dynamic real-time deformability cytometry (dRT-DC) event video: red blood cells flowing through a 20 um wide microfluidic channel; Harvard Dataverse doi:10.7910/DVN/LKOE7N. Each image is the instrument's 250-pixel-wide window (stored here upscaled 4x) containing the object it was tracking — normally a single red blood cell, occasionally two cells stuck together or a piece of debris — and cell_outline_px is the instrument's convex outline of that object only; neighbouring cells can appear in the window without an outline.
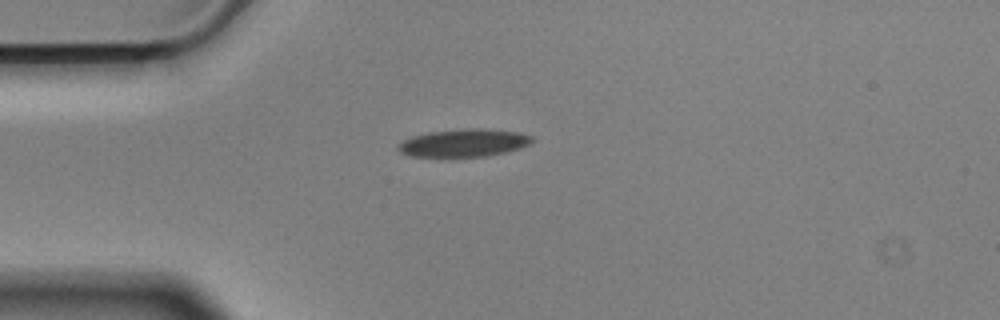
{"species": "Egyptian fruit bat (a non-hibernating species)", "species_latin": "Rousettus aegyptiacus", "temperature_condition": "cold", "stored_images_in_passage": 43, "camera_frame_rate_fps": 3000, "um_per_image_px": 0.085, "animal": {"sex": "male"}, "frame": {"image": 1, "passage_image": 1, "time_ms": 0.0, "image_size_px": [1000, 320], "cell_outline_px": [[536, 140], [520, 148], [488, 156], [412, 156], [400, 152], [396, 148], [404, 140], [412, 136], [428, 132], [460, 128], [484, 128], [520, 132], [532, 136]], "centroid_in_image_um": [39.46, 12.12], "position_along_channel_um": 45.5, "area_um2": 21.68}}
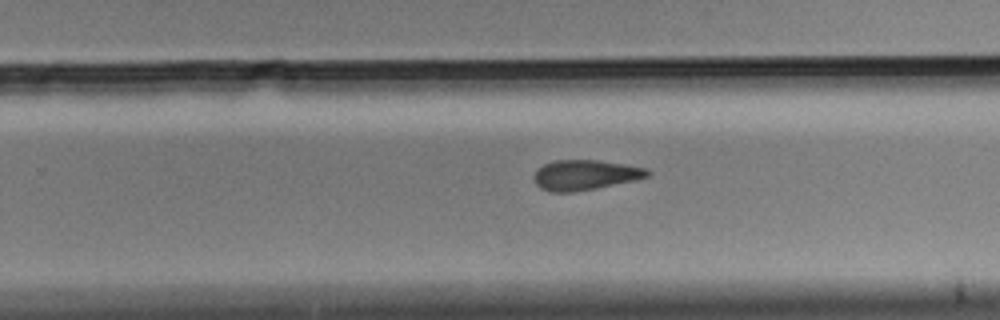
{"frame": {"image": 2, "passage_image": 22, "time_ms": 7.0, "image_size_px": [1000, 320], "cell_outline_px": [[652, 172], [648, 176], [632, 180], [596, 188], [572, 192], [552, 192], [540, 188], [536, 184], [532, 176], [544, 164], [556, 160], [596, 160], [624, 164], [644, 168]], "centroid_in_image_um": [49.69, 14.87], "position_along_channel_um": 280.1, "area_um2": 19.59}}
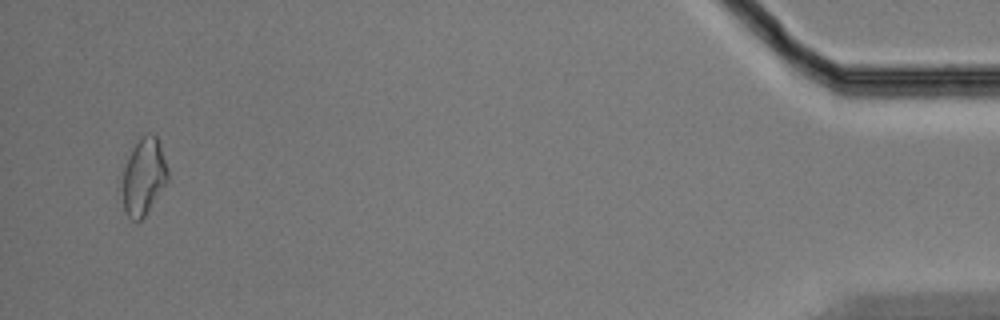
{"frame": {"image": 3, "passage_image": 41, "time_ms": 13.333, "image_size_px": [1000, 320], "cell_outline_px": [[168, 180], [144, 216], [140, 220], [132, 220], [128, 216], [124, 208], [124, 168], [128, 156], [132, 148], [140, 136], [148, 132], [152, 132], [156, 136], [168, 168]], "centroid_in_image_um": [12.23, 14.95], "position_along_channel_um": 423.0, "area_um2": 19.88}, "authors_computed_cell_mechanics": {"area_um2": 20.519, "velocity_mm_per_s": 3.5671, "shape_relaxation_time_tau1_ms": 9.4701, "shape_relaxation_time_tau2_ms": 9.7659, "deformation_change_tau1": 0.1845, "deformation_change_tau2": 0.185}}